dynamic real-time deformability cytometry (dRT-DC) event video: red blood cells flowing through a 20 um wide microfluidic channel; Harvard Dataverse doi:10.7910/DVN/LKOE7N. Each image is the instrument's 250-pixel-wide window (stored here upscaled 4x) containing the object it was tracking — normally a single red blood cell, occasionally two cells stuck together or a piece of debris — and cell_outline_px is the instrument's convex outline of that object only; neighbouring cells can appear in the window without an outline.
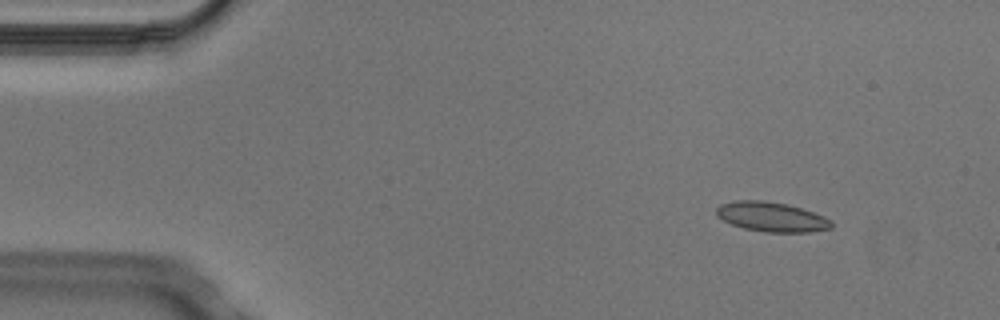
{"species": "Egyptian fruit bat (a non-hibernating species)", "species_latin": "Rousettus aegyptiacus", "temperature_condition": "cold", "stored_images_in_passage": 5, "camera_frame_rate_fps": 3000, "um_per_image_px": 0.085, "animal": {"sex": "male"}, "frame": {"image": 1, "passage_image": 2, "time_ms": 0.333, "image_size_px": [1000, 320], "cell_outline_px": [[832, 228], [808, 232], [764, 232], [744, 228], [732, 224], [716, 216], [716, 208], [720, 204], [736, 200], [764, 200], [788, 204], [824, 216], [832, 220]], "centroid_in_image_um": [65.57, 18.43], "position_along_channel_um": 19.4, "area_um2": 19.88}}